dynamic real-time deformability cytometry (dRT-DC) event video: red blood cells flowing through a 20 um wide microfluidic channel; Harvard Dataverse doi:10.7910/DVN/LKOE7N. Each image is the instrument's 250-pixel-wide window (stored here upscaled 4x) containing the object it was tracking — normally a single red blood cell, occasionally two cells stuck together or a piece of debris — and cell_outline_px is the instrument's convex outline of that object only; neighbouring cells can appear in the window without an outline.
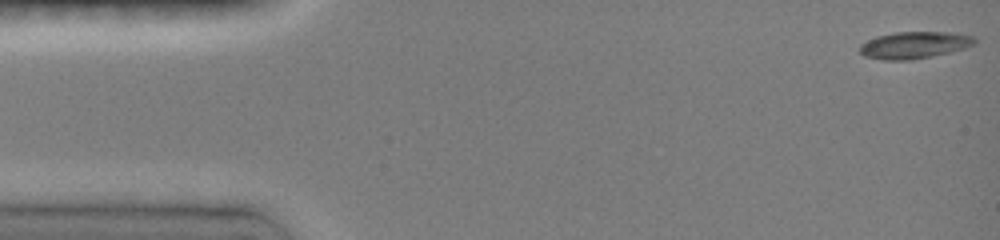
{"species": "common noctule bat (a hibernating species)", "species_latin": "Nyctalus noctula", "temperature_condition": "room temperature", "stored_images_in_passage": 8, "camera_frame_rate_fps": 3000, "um_per_image_px": 0.085, "animal": {"sex": "female", "body_mass_g": 19.0, "forearm_length_mm": 51.5}, "frame": {"image": 1, "passage_image": 1, "time_ms": 0.0, "image_size_px": [1000, 240], "cell_outline_px": [[976, 44], [964, 48], [932, 56], [912, 60], [884, 60], [864, 56], [860, 52], [860, 44], [876, 36], [896, 32], [956, 32], [976, 36]], "centroid_in_image_um": [77.75, 3.82], "position_along_channel_um": 7.2, "area_um2": 18.15}}